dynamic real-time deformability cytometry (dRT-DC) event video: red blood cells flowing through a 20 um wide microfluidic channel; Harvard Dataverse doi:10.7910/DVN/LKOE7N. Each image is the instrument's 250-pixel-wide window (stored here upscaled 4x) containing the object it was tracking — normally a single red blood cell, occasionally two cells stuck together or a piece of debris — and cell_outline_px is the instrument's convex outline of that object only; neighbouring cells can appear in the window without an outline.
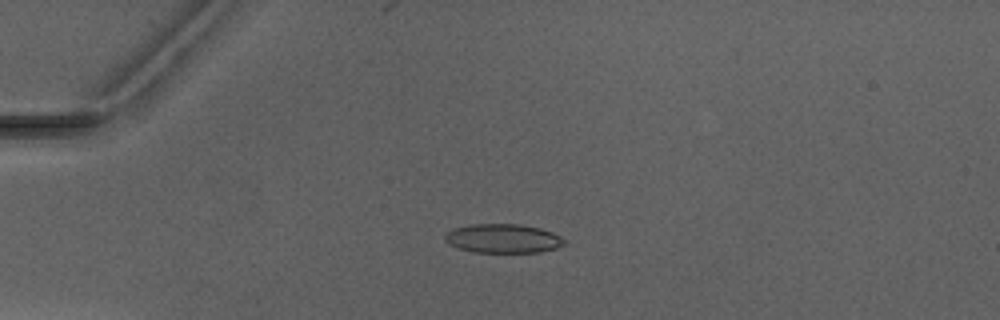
{"species": "Egyptian fruit bat (a non-hibernating species)", "species_latin": "Rousettus aegyptiacus", "temperature_condition": "warm", "stored_images_in_passage": 4, "camera_frame_rate_fps": 3000, "um_per_image_px": 0.085, "animal": {"sex": "male"}, "frame": {"image": 1, "passage_image": 3, "time_ms": 2.333, "image_size_px": [1000, 320], "cell_outline_px": [[564, 244], [556, 248], [540, 252], [472, 252], [456, 248], [448, 244], [444, 240], [444, 236], [448, 232], [456, 228], [468, 224], [520, 224], [540, 228], [552, 232], [560, 236], [564, 240]], "centroid_in_image_um": [42.73, 20.27], "position_along_channel_um": 42.3, "area_um2": 20.23}}